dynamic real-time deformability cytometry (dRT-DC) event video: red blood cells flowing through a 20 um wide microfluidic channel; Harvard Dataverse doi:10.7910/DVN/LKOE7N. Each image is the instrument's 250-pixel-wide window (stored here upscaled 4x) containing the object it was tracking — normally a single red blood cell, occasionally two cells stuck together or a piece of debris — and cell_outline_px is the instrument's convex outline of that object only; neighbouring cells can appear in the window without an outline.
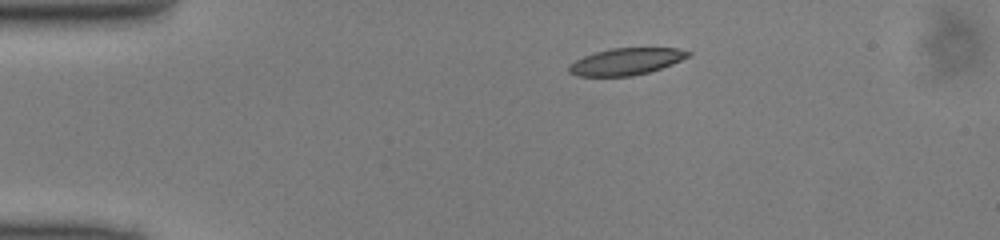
{"species": "common noctule bat (a hibernating species)", "species_latin": "Nyctalus noctula", "temperature_condition": "cold", "stored_images_in_passage": 41, "camera_frame_rate_fps": 3000, "um_per_image_px": 0.085, "animal": {"sex": "male", "body_mass_g": 13.0, "forearm_length_mm": 53.1}, "frame": {"image": 1, "passage_image": 1, "time_ms": 0.0, "image_size_px": [1000, 240], "cell_outline_px": [[692, 52], [688, 56], [672, 64], [648, 72], [632, 76], [576, 76], [568, 72], [568, 68], [576, 60], [584, 56], [596, 52], [612, 48], [676, 48]], "centroid_in_image_um": [53.2, 5.23], "position_along_channel_um": 31.8, "area_um2": 18.38}}
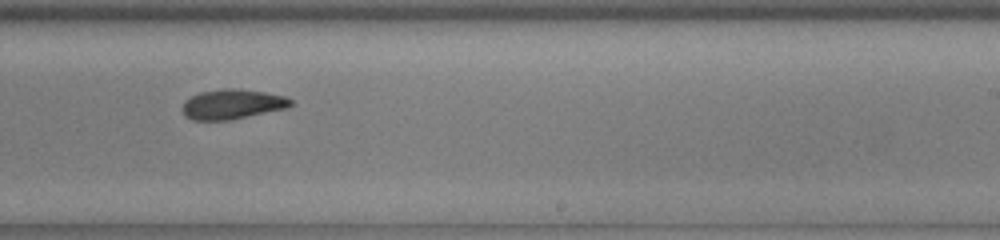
{"frame": {"image": 2, "passage_image": 22, "time_ms": 7.0, "image_size_px": [1000, 240], "cell_outline_px": [[292, 104], [288, 108], [228, 120], [192, 120], [184, 116], [180, 108], [184, 100], [200, 92], [224, 88], [236, 88], [264, 92], [284, 96], [292, 100]], "centroid_in_image_um": [19.69, 8.86], "position_along_channel_um": 269.3, "area_um2": 18.96}}
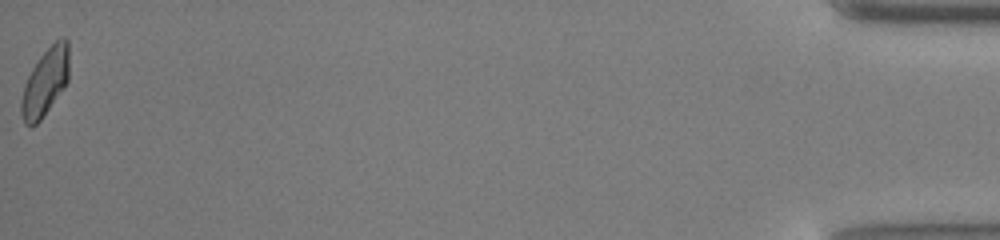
{"frame": {"image": 3, "passage_image": 41, "time_ms": 13.333, "image_size_px": [1000, 240], "cell_outline_px": [[68, 80], [64, 88], [40, 120], [32, 128], [24, 124], [20, 112], [20, 100], [24, 84], [32, 68], [40, 56], [60, 36], [64, 36], [68, 40]], "centroid_in_image_um": [3.82, 7.0], "position_along_channel_um": 431.4, "area_um2": 18.9}}